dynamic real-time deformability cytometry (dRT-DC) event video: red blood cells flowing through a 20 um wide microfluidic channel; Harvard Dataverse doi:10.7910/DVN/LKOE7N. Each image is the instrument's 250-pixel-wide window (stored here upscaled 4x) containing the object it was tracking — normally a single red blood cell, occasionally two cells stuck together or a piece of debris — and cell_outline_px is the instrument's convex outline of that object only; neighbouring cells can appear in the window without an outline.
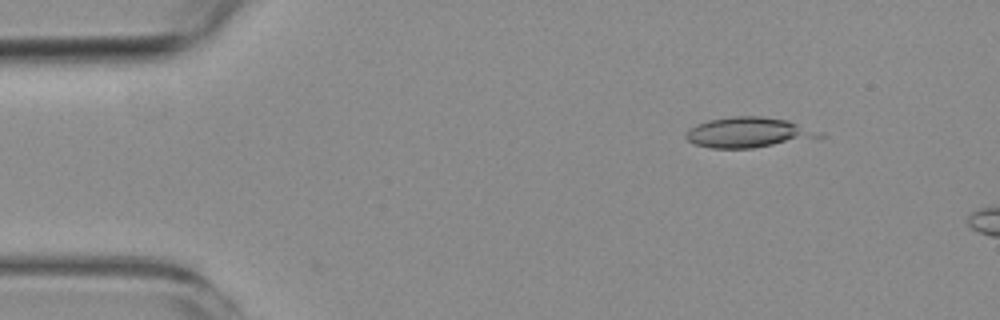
{"species": "common noctule bat (a hibernating species)", "species_latin": "Nyctalus noctula", "temperature_condition": "room temperature", "stored_images_in_passage": 4, "camera_frame_rate_fps": 3000, "um_per_image_px": 0.085, "animal": {"sex": "female", "body_mass_g": 19.3, "forearm_length_mm": 54.1}, "frame": {"image": 1, "passage_image": 2, "time_ms": 1.0, "image_size_px": [1000, 320], "cell_outline_px": [[824, 136], [752, 148], [712, 148], [696, 144], [688, 140], [684, 136], [696, 124], [708, 120], [732, 116], [760, 116], [788, 120], [824, 132]], "centroid_in_image_um": [63.63, 11.24], "position_along_channel_um": 21.4, "area_um2": 23.29}}